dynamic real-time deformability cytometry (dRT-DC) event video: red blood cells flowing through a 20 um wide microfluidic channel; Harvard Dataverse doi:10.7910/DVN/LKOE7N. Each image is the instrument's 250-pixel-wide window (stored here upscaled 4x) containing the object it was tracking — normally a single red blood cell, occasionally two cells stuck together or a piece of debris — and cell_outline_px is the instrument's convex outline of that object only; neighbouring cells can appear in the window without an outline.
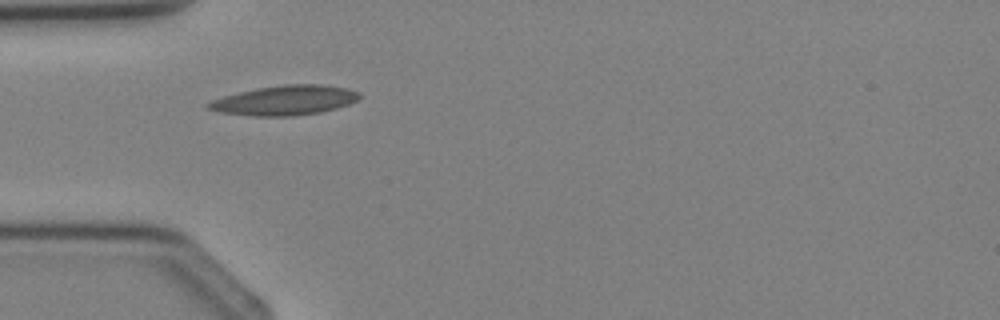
{"species": "Egyptian fruit bat (a non-hibernating species)", "species_latin": "Rousettus aegyptiacus", "temperature_condition": "cold", "stored_images_in_passage": 2, "camera_frame_rate_fps": 3000, "um_per_image_px": 0.085, "animal": {"sex": "female"}, "frame": {"image": 1, "passage_image": 1, "time_ms": 0.0, "image_size_px": [1000, 320], "cell_outline_px": [[360, 96], [356, 100], [348, 104], [336, 108], [320, 112], [296, 116], [252, 116], [220, 112], [208, 108], [204, 104], [212, 100], [224, 96], [256, 88], [284, 84], [320, 84], [348, 88], [360, 92]], "centroid_in_image_um": [24.21, 8.52], "position_along_channel_um": 60.8, "area_um2": 26.13}}
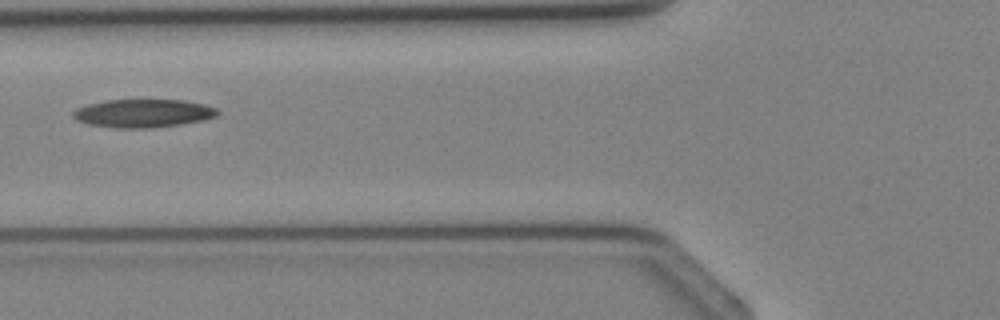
{"frame": {"image": 2, "passage_image": 2, "time_ms": 1.0, "image_size_px": [1000, 320], "cell_outline_px": [[220, 112], [216, 116], [200, 120], [180, 124], [152, 128], [116, 128], [88, 124], [76, 120], [72, 116], [72, 112], [76, 108], [88, 104], [104, 100], [184, 100], [204, 104], [216, 108]], "centroid_in_image_um": [12.13, 9.63], "position_along_channel_um": 113.7, "area_um2": 23.76}}